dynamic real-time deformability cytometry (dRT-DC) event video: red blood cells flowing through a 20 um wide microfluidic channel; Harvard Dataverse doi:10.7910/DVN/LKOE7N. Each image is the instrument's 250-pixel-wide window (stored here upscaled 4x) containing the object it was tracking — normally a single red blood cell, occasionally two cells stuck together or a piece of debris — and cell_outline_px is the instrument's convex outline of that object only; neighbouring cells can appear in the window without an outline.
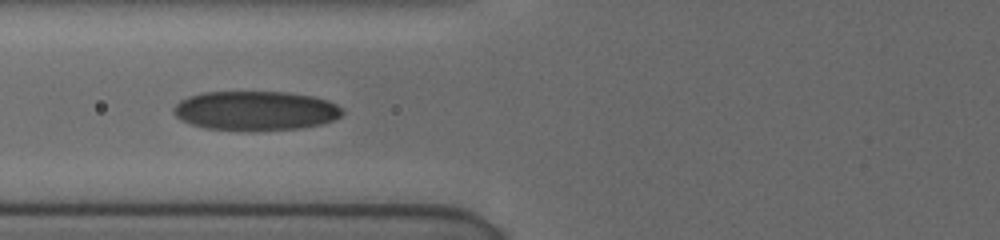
{"species": "human", "species_latin": "Homo sapiens", "temperature_condition": "cold", "stored_images_in_passage": 31, "camera_frame_rate_fps": 3000, "um_per_image_px": 0.085, "donor": {"sex": "female"}, "frame": {"image": 1, "passage_image": 19, "time_ms": 8.0, "image_size_px": [1000, 240], "cell_outline_px": [[344, 112], [340, 116], [332, 120], [320, 124], [300, 128], [252, 132], [208, 128], [192, 124], [180, 120], [172, 112], [172, 108], [180, 100], [188, 96], [204, 92], [288, 92], [312, 96], [328, 100], [344, 108]], "centroid_in_image_um": [21.71, 9.42], "position_along_channel_um": 104.1, "area_um2": 39.13}}
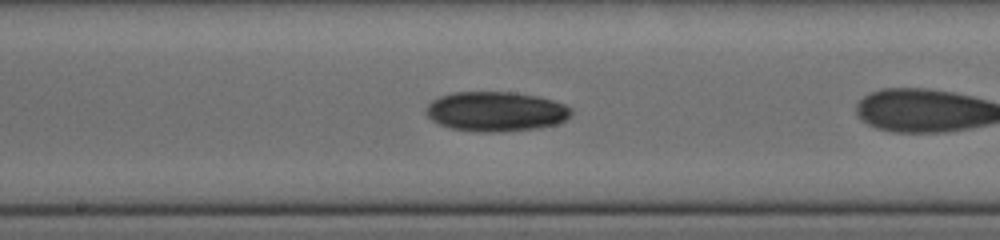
{"frame": {"image": 2, "passage_image": 23, "time_ms": 9.667, "image_size_px": [1000, 240], "cell_outline_px": [[572, 112], [564, 120], [556, 124], [540, 128], [496, 132], [488, 132], [448, 128], [432, 120], [424, 112], [424, 108], [432, 100], [440, 96], [452, 92], [512, 92], [536, 96], [552, 100], [564, 104], [572, 108]], "centroid_in_image_um": [42.12, 9.47], "position_along_channel_um": 206.1, "area_um2": 33.58}}
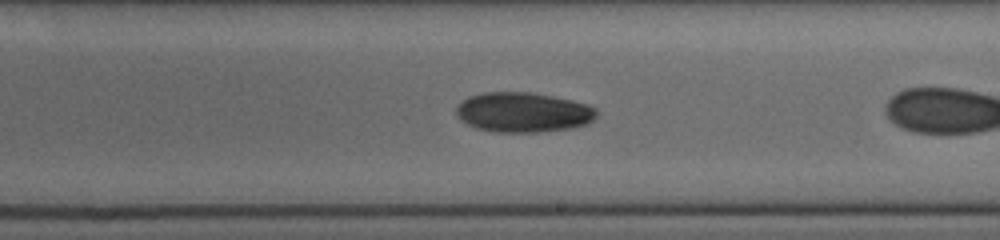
{"frame": {"image": 3, "passage_image": 25, "time_ms": 10.667, "image_size_px": [1000, 240], "cell_outline_px": [[596, 116], [592, 120], [584, 124], [568, 128], [536, 132], [496, 132], [476, 128], [460, 120], [456, 116], [456, 108], [468, 96], [484, 92], [528, 92], [552, 96], [572, 100], [588, 104], [596, 108]], "centroid_in_image_um": [44.44, 9.54], "position_along_channel_um": 244.6, "area_um2": 32.43}}